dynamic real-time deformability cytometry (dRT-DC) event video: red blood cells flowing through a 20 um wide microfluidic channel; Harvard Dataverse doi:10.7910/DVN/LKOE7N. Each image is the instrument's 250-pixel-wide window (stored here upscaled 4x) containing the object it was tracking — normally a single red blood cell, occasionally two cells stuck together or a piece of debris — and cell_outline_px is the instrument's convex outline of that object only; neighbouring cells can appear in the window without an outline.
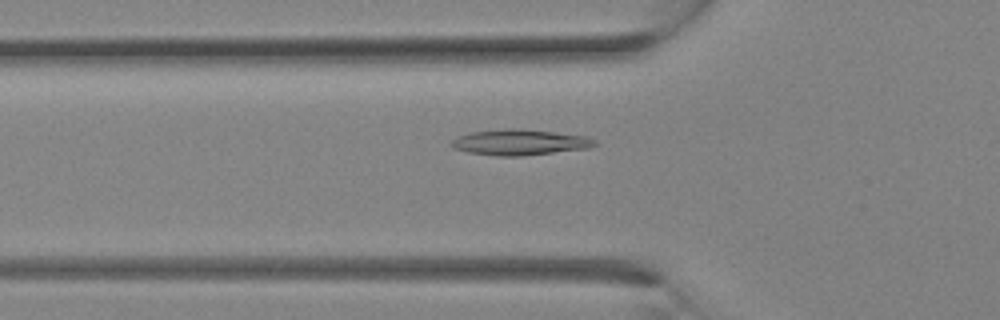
{"species": "Egyptian fruit bat (a non-hibernating species)", "species_latin": "Rousettus aegyptiacus", "temperature_condition": "room temperature", "stored_images_in_passage": 21, "camera_frame_rate_fps": 3000, "um_per_image_px": 0.085, "animal": {"sex": "female"}, "frame": {"image": 1, "passage_image": 2, "time_ms": 0.333, "image_size_px": [1000, 320], "cell_outline_px": [[596, 144], [588, 148], [520, 156], [496, 156], [468, 152], [452, 148], [448, 144], [456, 136], [472, 132], [504, 128], [520, 128], [588, 136], [596, 140]], "centroid_in_image_um": [44.13, 12.08], "position_along_channel_um": 81.7, "area_um2": 21.62}}
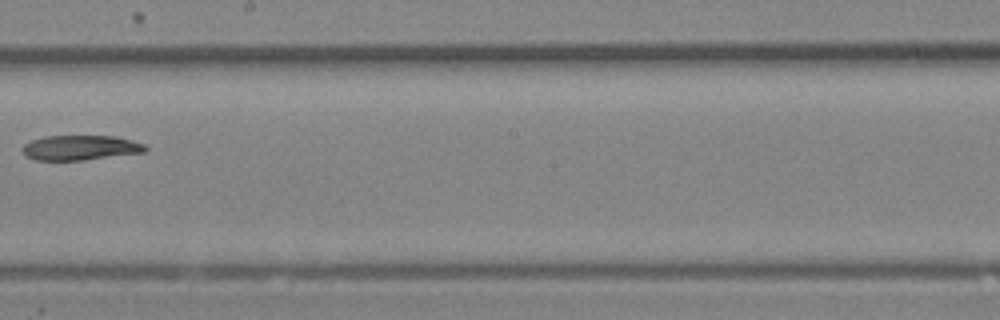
{"frame": {"image": 2, "passage_image": 9, "time_ms": 2.667, "image_size_px": [1000, 320], "cell_outline_px": [[148, 148], [144, 152], [80, 160], [36, 160], [28, 156], [24, 152], [24, 144], [32, 140], [44, 136], [116, 136], [144, 144]], "centroid_in_image_um": [6.84, 12.54], "position_along_channel_um": 241.4, "area_um2": 17.46}}
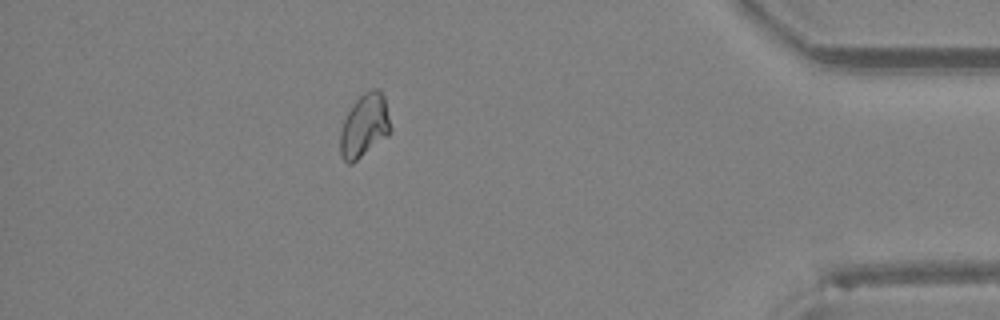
{"frame": {"image": 3, "passage_image": 18, "time_ms": 5.667, "image_size_px": [1000, 320], "cell_outline_px": [[392, 128], [388, 136], [352, 164], [348, 164], [340, 156], [340, 132], [344, 120], [352, 104], [364, 92], [372, 88], [380, 88], [384, 96]], "centroid_in_image_um": [30.99, 10.68], "position_along_channel_um": 404.2, "area_um2": 18.79}}